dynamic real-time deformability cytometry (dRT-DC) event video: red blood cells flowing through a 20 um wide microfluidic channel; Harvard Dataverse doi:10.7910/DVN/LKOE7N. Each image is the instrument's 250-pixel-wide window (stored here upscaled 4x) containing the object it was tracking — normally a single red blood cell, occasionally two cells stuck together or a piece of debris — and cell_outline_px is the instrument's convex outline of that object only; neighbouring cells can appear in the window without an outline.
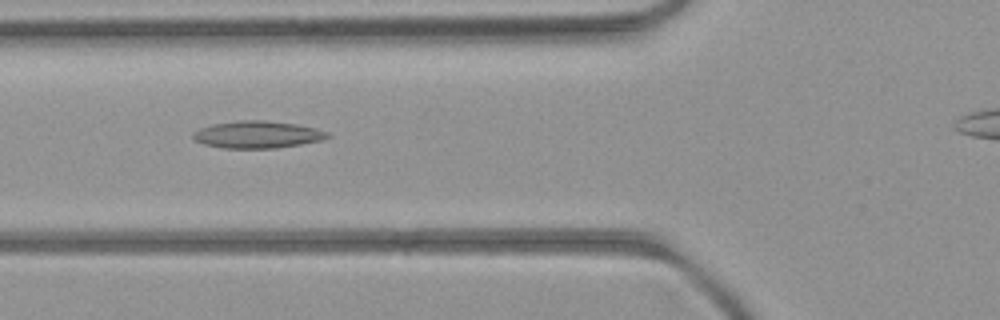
{"species": "common noctule bat (a hibernating species)", "species_latin": "Nyctalus noctula", "temperature_condition": "room temperature", "stored_images_in_passage": 30, "camera_frame_rate_fps": 3000, "um_per_image_px": 0.085, "animal": {"sex": "female", "body_mass_g": 21.9}, "frame": {"image": 1, "passage_image": 3, "time_ms": 0.667, "image_size_px": [1000, 320], "cell_outline_px": [[332, 136], [324, 140], [276, 148], [224, 148], [204, 144], [196, 140], [192, 136], [192, 132], [200, 128], [212, 124], [240, 120], [264, 120], [296, 124], [316, 128], [328, 132]], "centroid_in_image_um": [21.91, 11.43], "position_along_channel_um": 103.9, "area_um2": 21.33}}
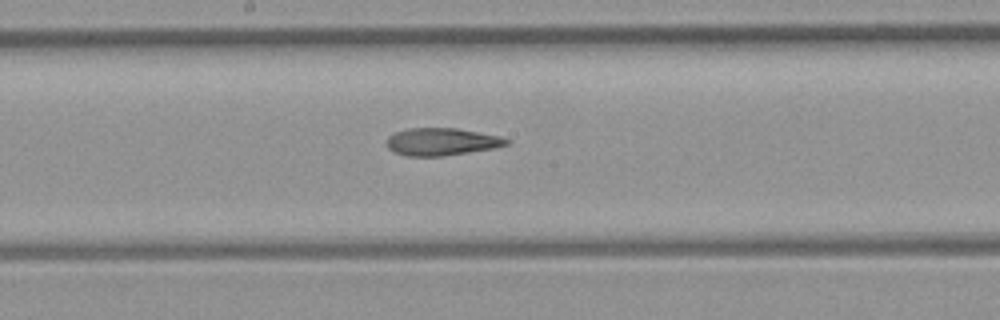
{"frame": {"image": 2, "passage_image": 11, "time_ms": 3.333, "image_size_px": [1000, 320], "cell_outline_px": [[512, 140], [508, 144], [492, 148], [468, 152], [440, 156], [408, 156], [392, 152], [384, 144], [388, 136], [396, 132], [408, 128], [456, 128], [500, 136]], "centroid_in_image_um": [37.49, 12.04], "position_along_channel_um": 210.7, "area_um2": 19.19}}
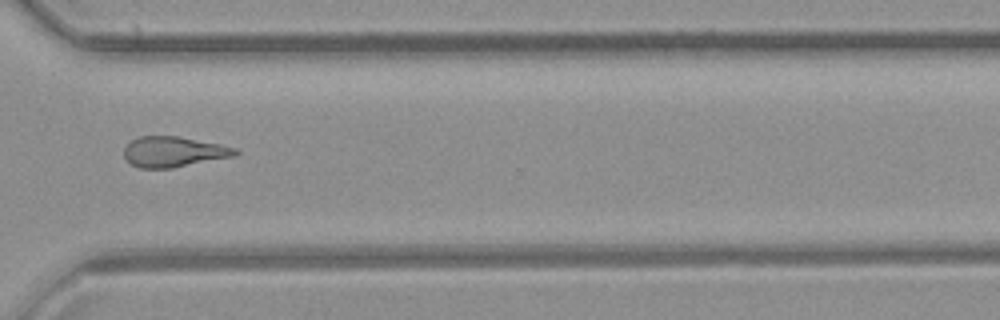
{"frame": {"image": 3, "passage_image": 22, "time_ms": 7.0, "image_size_px": [1000, 320], "cell_outline_px": [[240, 152], [232, 156], [172, 168], [140, 168], [132, 164], [124, 156], [124, 148], [132, 140], [140, 136], [176, 136], [220, 144], [236, 148]], "centroid_in_image_um": [14.74, 12.9], "position_along_channel_um": 355.9, "area_um2": 19.42}}